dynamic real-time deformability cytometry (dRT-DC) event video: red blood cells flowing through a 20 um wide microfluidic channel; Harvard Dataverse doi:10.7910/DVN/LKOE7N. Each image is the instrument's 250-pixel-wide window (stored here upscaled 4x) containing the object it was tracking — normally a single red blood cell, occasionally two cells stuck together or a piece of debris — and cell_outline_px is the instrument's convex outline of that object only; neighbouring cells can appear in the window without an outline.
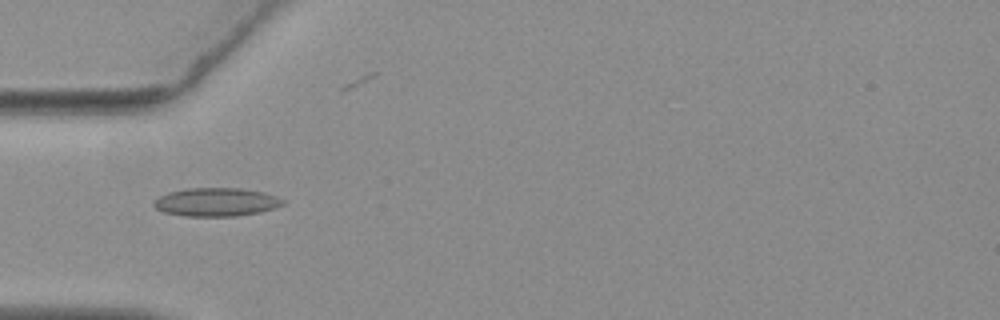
{"species": "common noctule bat (a hibernating species)", "species_latin": "Nyctalus noctula", "temperature_condition": "warm", "stored_images_in_passage": 40, "camera_frame_rate_fps": 3000, "um_per_image_px": 0.085, "animal": {"sex": "female", "body_mass_g": 19.3, "forearm_length_mm": 54.1}, "frame": {"image": 1, "passage_image": 1, "time_ms": 0.0, "image_size_px": [1000, 320], "cell_outline_px": [[284, 204], [260, 212], [236, 216], [184, 216], [164, 212], [156, 208], [152, 204], [160, 196], [168, 192], [188, 188], [240, 188], [264, 192], [276, 196], [284, 200]], "centroid_in_image_um": [18.37, 17.17], "position_along_channel_um": 66.6, "area_um2": 21.27}}
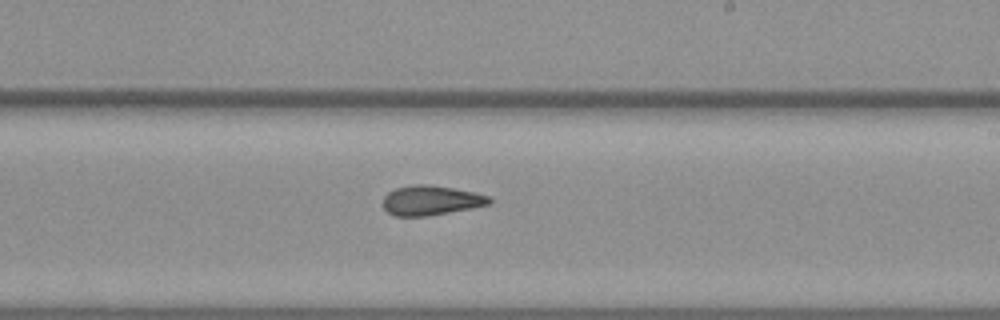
{"frame": {"image": 2, "passage_image": 16, "time_ms": 5.0, "image_size_px": [1000, 320], "cell_outline_px": [[492, 200], [488, 204], [428, 216], [396, 216], [388, 212], [384, 208], [384, 196], [388, 192], [396, 188], [412, 184], [428, 184], [452, 188], [472, 192], [488, 196]], "centroid_in_image_um": [36.57, 17.02], "position_along_channel_um": 252.4, "area_um2": 18.03}}
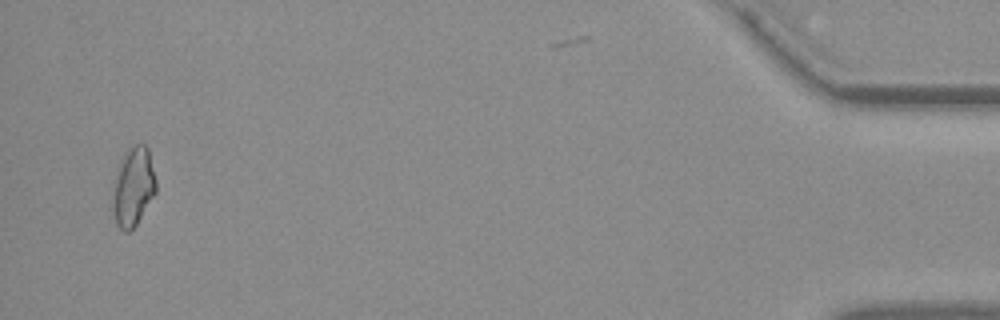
{"frame": {"image": 3, "passage_image": 37, "time_ms": 12.0, "image_size_px": [1000, 320], "cell_outline_px": [[156, 192], [136, 224], [128, 232], [124, 232], [116, 224], [112, 208], [112, 188], [116, 172], [120, 160], [124, 152], [132, 144], [144, 144], [148, 148], [156, 180]], "centroid_in_image_um": [11.3, 15.85], "position_along_channel_um": 423.9, "area_um2": 20.11}, "authors_computed_cell_mechanics": {"area_um2": 18.2937, "velocity_mm_per_s": 3.705, "shape_relaxation_time_tau1_ms": null, "shape_relaxation_time_tau2_ms": 2.6025, "deformation_change_tau1": null, "deformation_change_tau2": 0.0824}}